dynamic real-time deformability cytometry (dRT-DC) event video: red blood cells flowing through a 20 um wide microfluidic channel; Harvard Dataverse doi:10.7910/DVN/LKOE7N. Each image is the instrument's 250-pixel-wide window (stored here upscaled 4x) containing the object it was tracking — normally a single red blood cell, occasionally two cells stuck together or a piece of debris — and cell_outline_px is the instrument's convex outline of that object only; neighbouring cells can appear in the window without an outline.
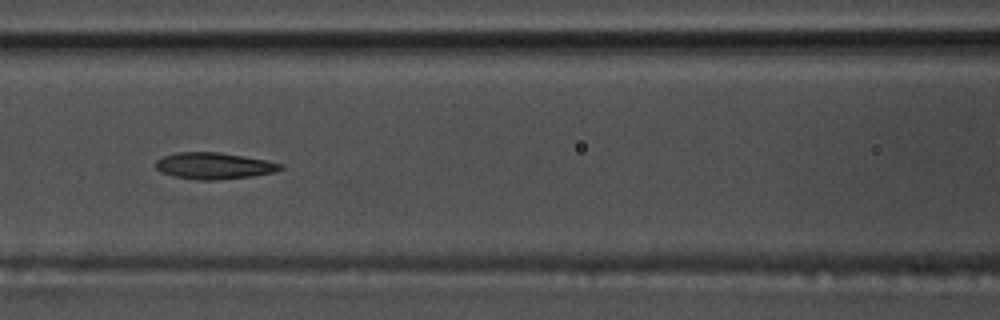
{"species": "common noctule bat (a hibernating species)", "species_latin": "Nyctalus noctula", "temperature_condition": "warm", "stored_images_in_passage": 56, "camera_frame_rate_fps": 3000, "um_per_image_px": 0.085, "animal": {"sex": "male", "body_mass_g": 17.5, "forearm_length_mm": 52.3}, "frame": {"image": 1, "passage_image": 25, "time_ms": 8.0, "image_size_px": [1000, 320], "cell_outline_px": [[284, 168], [276, 172], [252, 176], [216, 180], [200, 180], [176, 176], [160, 172], [156, 168], [156, 160], [164, 156], [176, 152], [216, 152], [244, 156], [268, 160], [284, 164]], "centroid_in_image_um": [18.24, 14.09], "position_along_channel_um": 148.4, "area_um2": 19.31}}
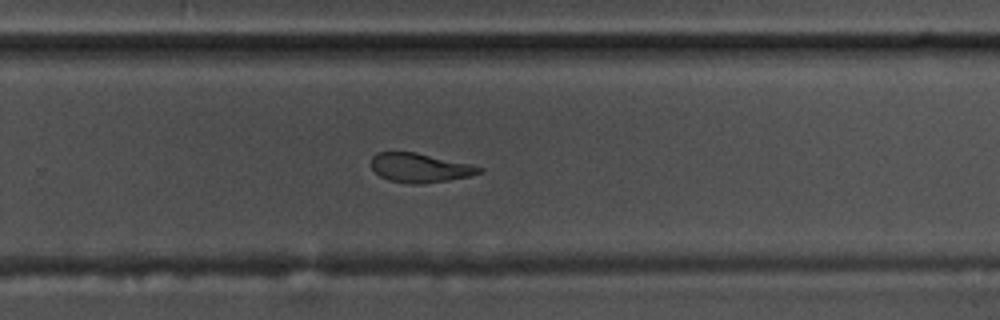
{"frame": {"image": 2, "passage_image": 37, "time_ms": 12.0, "image_size_px": [1000, 320], "cell_outline_px": [[484, 172], [468, 176], [448, 180], [424, 184], [412, 184], [388, 180], [380, 176], [372, 168], [372, 156], [376, 152], [416, 152], [472, 164], [484, 168]], "centroid_in_image_um": [35.72, 14.26], "position_along_channel_um": 294.1, "area_um2": 18.44}}
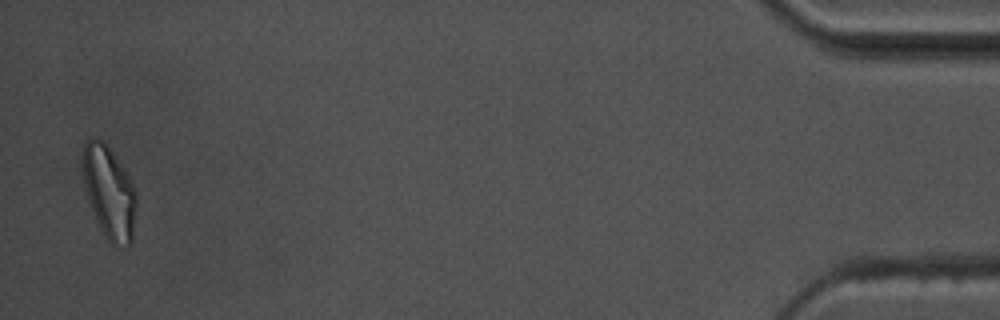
{"frame": {"image": 3, "passage_image": 55, "time_ms": 18.0, "image_size_px": [1000, 320], "cell_outline_px": [[136, 208], [132, 240], [124, 248], [116, 248], [108, 240], [96, 220], [88, 200], [84, 184], [80, 160], [84, 144], [88, 140], [104, 140], [112, 152], [132, 184], [136, 192]], "centroid_in_image_um": [9.26, 16.38], "position_along_channel_um": 425.9, "area_um2": 28.78}, "authors_computed_cell_mechanics": {"area_um2": 19.5075, "velocity_mm_per_s": 3.6584, "shape_relaxation_time_tau1_ms": 7.6408, "shape_relaxation_time_tau2_ms": 3.4585, "deformation_change_tau1": 0.196, "deformation_change_tau2": 0.1221}}